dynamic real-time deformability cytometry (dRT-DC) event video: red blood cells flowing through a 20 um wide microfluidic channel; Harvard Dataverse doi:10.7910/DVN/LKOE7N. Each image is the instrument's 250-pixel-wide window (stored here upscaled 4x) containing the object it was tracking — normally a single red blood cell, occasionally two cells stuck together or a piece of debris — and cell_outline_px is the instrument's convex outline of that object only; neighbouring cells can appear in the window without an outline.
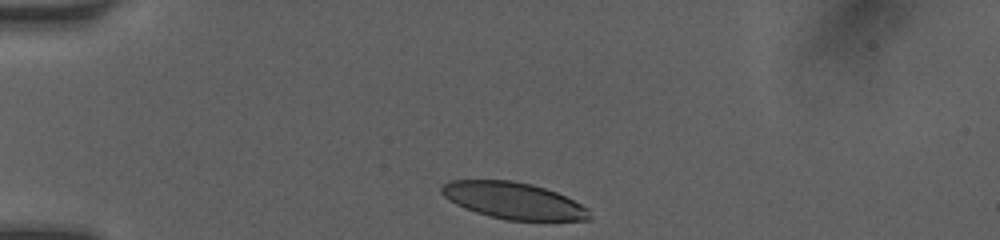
{"species": "human", "species_latin": "Homo sapiens", "temperature_condition": "room temperature", "stored_images_in_passage": 32, "camera_frame_rate_fps": 3000, "um_per_image_px": 0.085, "donor": {"sex": "female"}, "frame": {"image": 1, "passage_image": 1, "time_ms": 0.0, "image_size_px": [1000, 240], "cell_outline_px": [[592, 220], [504, 220], [488, 216], [464, 208], [456, 204], [444, 196], [440, 192], [440, 188], [448, 180], [512, 180], [532, 184], [556, 192], [588, 208]], "centroid_in_image_um": [43.62, 17.05], "position_along_channel_um": 41.4, "area_um2": 31.5}}
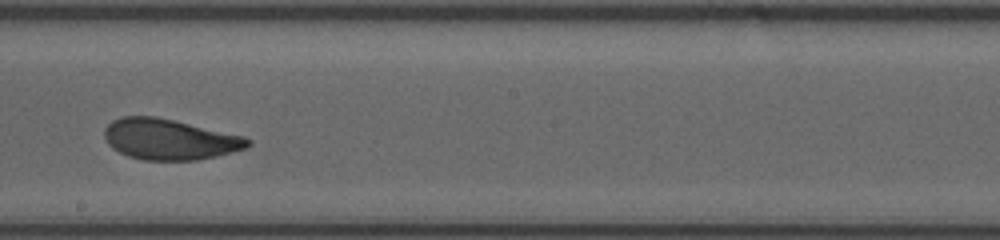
{"frame": {"image": 2, "passage_image": 18, "time_ms": 5.667, "image_size_px": [1000, 240], "cell_outline_px": [[252, 144], [248, 148], [216, 156], [196, 160], [144, 160], [128, 156], [112, 148], [108, 144], [104, 136], [104, 128], [112, 120], [124, 116], [156, 116], [244, 136], [252, 140]], "centroid_in_image_um": [14.41, 11.84], "position_along_channel_um": 233.8, "area_um2": 34.1}}
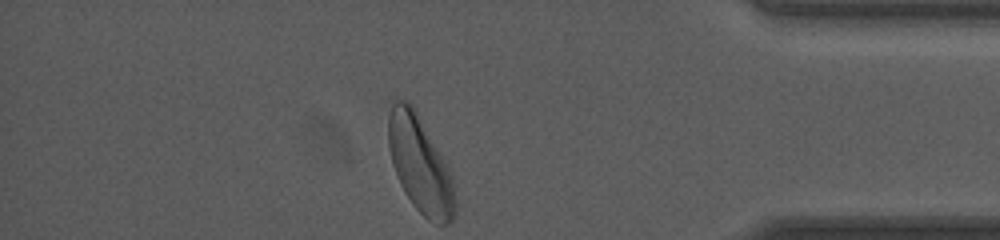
{"frame": {"image": 3, "passage_image": 32, "time_ms": 10.333, "image_size_px": [1000, 240], "cell_outline_px": [[456, 216], [448, 224], [436, 224], [428, 220], [412, 204], [404, 192], [396, 176], [392, 164], [388, 148], [388, 116], [392, 104], [396, 100], [408, 100], [412, 104], [448, 164], [452, 176], [456, 200]], "centroid_in_image_um": [35.72, 14.01], "position_along_channel_um": 399.5, "area_um2": 38.03}, "authors_computed_cell_mechanics": {"area_um2": 34.2465, "velocity_mm_per_s": 4.14, "shape_relaxation_time_tau1_ms": 2.8821, "shape_relaxation_time_tau2_ms": 1.1745, "deformation_change_tau1": 0.1595, "deformation_change_tau2": 0.0769}}